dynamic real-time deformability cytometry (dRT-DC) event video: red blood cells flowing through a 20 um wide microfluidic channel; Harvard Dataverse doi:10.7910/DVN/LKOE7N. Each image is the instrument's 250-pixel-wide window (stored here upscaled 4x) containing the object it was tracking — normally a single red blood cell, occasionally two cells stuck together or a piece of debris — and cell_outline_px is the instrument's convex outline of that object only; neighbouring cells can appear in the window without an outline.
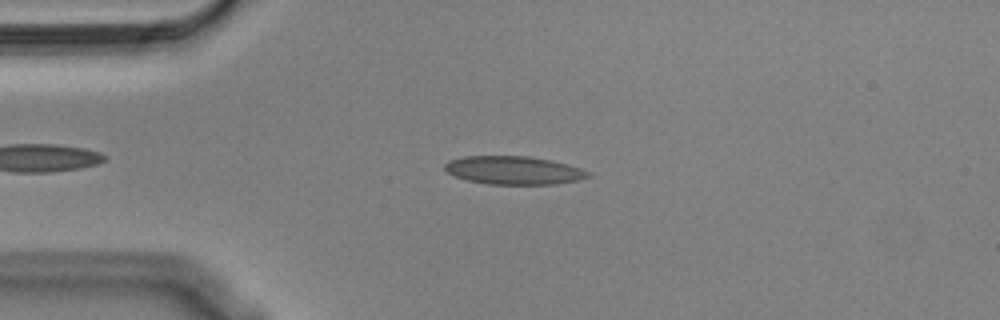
{"species": "Egyptian fruit bat (a non-hibernating species)", "species_latin": "Rousettus aegyptiacus", "temperature_condition": "cold", "stored_images_in_passage": 47, "camera_frame_rate_fps": 3000, "um_per_image_px": 0.085, "animal": {"sex": "male"}, "frame": {"image": 1, "passage_image": 11, "time_ms": 3.333, "image_size_px": [1000, 320], "cell_outline_px": [[592, 176], [576, 180], [556, 184], [488, 184], [468, 180], [456, 176], [448, 172], [444, 168], [444, 164], [448, 160], [464, 156], [528, 156], [548, 160], [580, 168], [588, 172]], "centroid_in_image_um": [43.62, 14.47], "position_along_channel_um": 41.4, "area_um2": 23.29}}
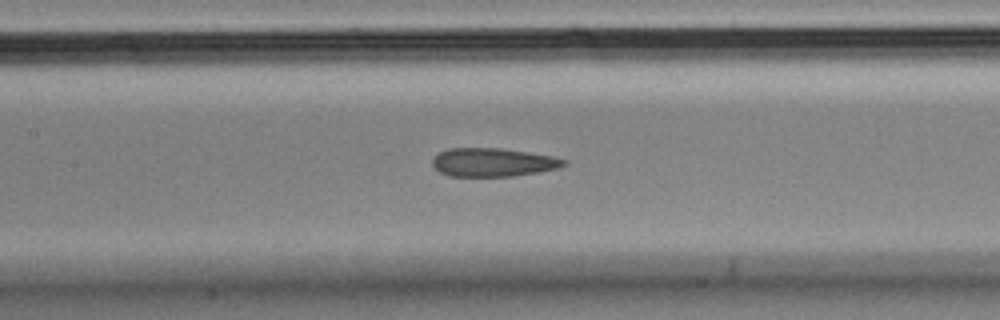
{"frame": {"image": 2, "passage_image": 23, "time_ms": 7.333, "image_size_px": [1000, 320], "cell_outline_px": [[568, 164], [556, 168], [536, 172], [512, 176], [448, 176], [440, 172], [432, 164], [432, 156], [448, 148], [500, 148], [528, 152], [552, 156], [568, 160]], "centroid_in_image_um": [41.88, 13.79], "position_along_channel_um": 165.5, "area_um2": 21.79}}
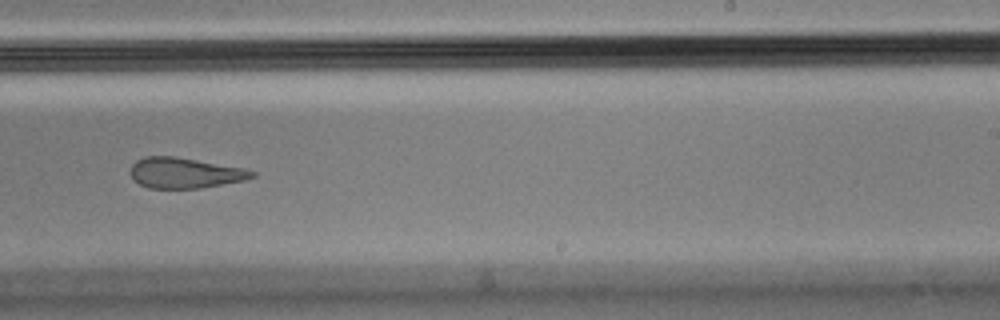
{"frame": {"image": 3, "passage_image": 32, "time_ms": 10.333, "image_size_px": [1000, 320], "cell_outline_px": [[256, 176], [248, 180], [200, 188], [148, 188], [132, 180], [132, 164], [136, 160], [144, 156], [172, 156], [244, 168], [256, 172]], "centroid_in_image_um": [15.73, 14.7], "position_along_channel_um": 273.3, "area_um2": 21.62}, "authors_computed_cell_mechanics": {"area_um2": 22.9466, "velocity_mm_per_s": 3.6076, "shape_relaxation_time_tau1_ms": null, "shape_relaxation_time_tau2_ms": 2.6738, "deformation_change_tau1": null, "deformation_change_tau2": 0.0867}}